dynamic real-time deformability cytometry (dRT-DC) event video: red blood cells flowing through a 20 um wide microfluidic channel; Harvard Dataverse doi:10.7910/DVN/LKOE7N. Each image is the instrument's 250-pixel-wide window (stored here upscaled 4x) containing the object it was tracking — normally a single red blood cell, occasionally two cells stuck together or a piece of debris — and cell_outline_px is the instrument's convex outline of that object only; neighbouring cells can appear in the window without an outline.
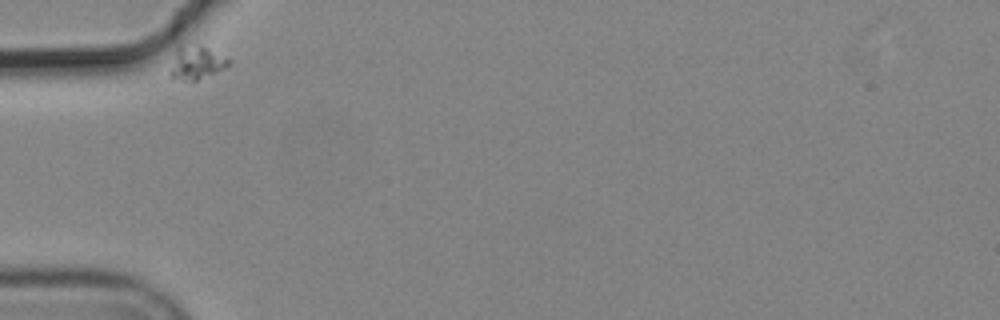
{"species": "common noctule bat (a hibernating species)", "species_latin": "Nyctalus noctula", "temperature_condition": "cold", "stored_images_in_passage": 2, "camera_frame_rate_fps": 3000, "um_per_image_px": 0.085, "animal": {"sex": "male", "body_mass_g": 19.2, "forearm_length_mm": 51.8}, "frame": {"image": 1, "passage_image": 1, "time_ms": 0.0, "image_size_px": [1000, 320], "cell_outline_px": [[232, 60], [224, 68], [216, 72], [196, 80], [172, 80], [172, 68], [176, 44], [188, 40], [200, 44]], "centroid_in_image_um": [16.66, 5.23], "position_along_channel_um": 68.3, "area_um2": 11.68}}
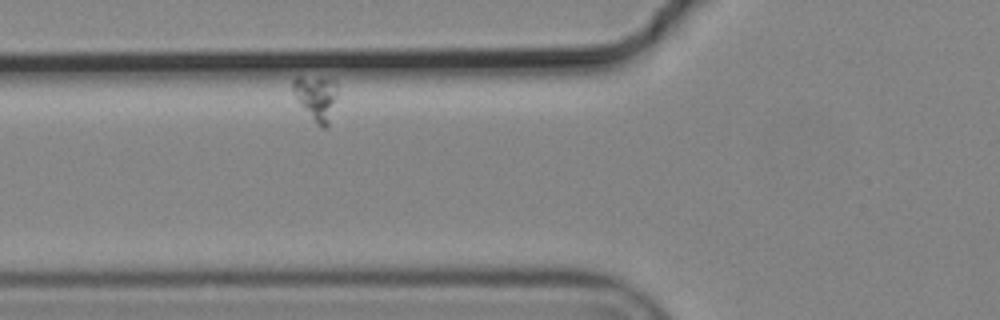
{"frame": {"image": 2, "passage_image": 2, "time_ms": 0.333, "image_size_px": [1000, 320], "cell_outline_px": [[336, 96], [328, 128], [320, 128], [316, 124], [296, 100], [292, 88], [292, 80], [296, 76], [300, 76], [336, 80]], "centroid_in_image_um": [26.85, 8.32], "position_along_channel_um": 99.0, "area_um2": 11.68}}